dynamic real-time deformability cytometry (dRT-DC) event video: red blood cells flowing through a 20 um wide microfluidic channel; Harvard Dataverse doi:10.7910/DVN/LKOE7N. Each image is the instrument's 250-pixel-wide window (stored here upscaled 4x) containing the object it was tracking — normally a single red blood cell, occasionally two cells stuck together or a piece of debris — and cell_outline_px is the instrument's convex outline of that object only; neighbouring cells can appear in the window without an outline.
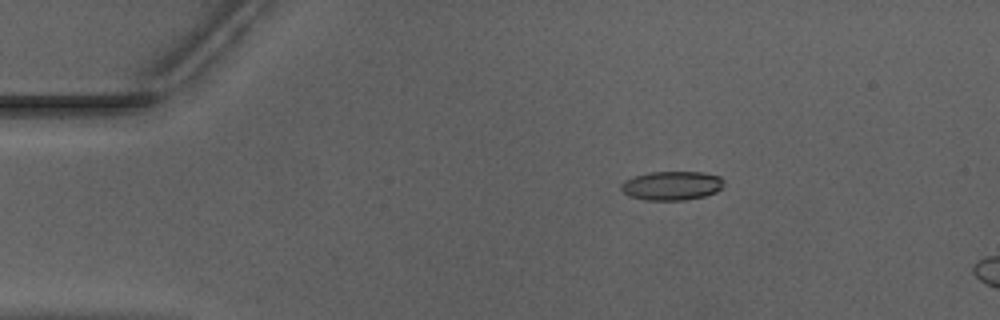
{"species": "Egyptian fruit bat (a non-hibernating species)", "species_latin": "Rousettus aegyptiacus", "temperature_condition": "warm", "stored_images_in_passage": 22, "camera_frame_rate_fps": 3000, "um_per_image_px": 0.085, "animal": {"sex": "male"}, "frame": {"image": 1, "passage_image": 7, "time_ms": 2.0, "image_size_px": [1000, 320], "cell_outline_px": [[724, 184], [716, 192], [704, 196], [684, 200], [648, 200], [628, 196], [620, 188], [620, 184], [624, 180], [648, 172], [700, 172], [720, 176], [724, 180]], "centroid_in_image_um": [57.09, 15.78], "position_along_channel_um": 27.9, "area_um2": 17.34}}
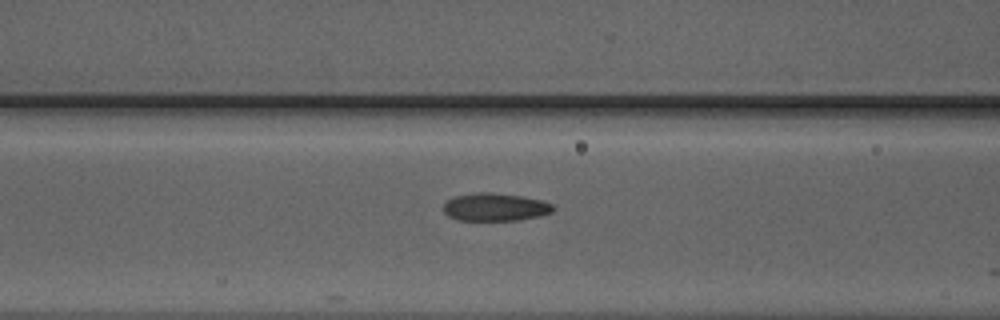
{"frame": {"image": 2, "passage_image": 19, "time_ms": 6.0, "image_size_px": [1000, 320], "cell_outline_px": [[552, 212], [540, 216], [516, 220], [456, 220], [448, 216], [444, 212], [444, 204], [452, 196], [476, 192], [492, 192], [520, 196], [540, 200], [552, 204]], "centroid_in_image_um": [42.03, 17.6], "position_along_channel_um": 124.6, "area_um2": 17.74}}
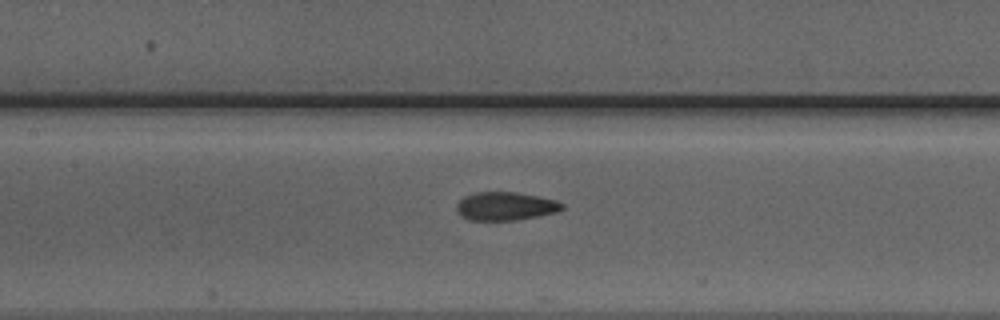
{"frame": {"image": 3, "passage_image": 22, "time_ms": 7.0, "image_size_px": [1000, 320], "cell_outline_px": [[564, 208], [556, 212], [516, 220], [468, 220], [460, 216], [456, 212], [456, 204], [464, 196], [476, 192], [516, 192], [556, 200], [564, 204]], "centroid_in_image_um": [42.92, 17.53], "position_along_channel_um": 164.5, "area_um2": 17.46}}